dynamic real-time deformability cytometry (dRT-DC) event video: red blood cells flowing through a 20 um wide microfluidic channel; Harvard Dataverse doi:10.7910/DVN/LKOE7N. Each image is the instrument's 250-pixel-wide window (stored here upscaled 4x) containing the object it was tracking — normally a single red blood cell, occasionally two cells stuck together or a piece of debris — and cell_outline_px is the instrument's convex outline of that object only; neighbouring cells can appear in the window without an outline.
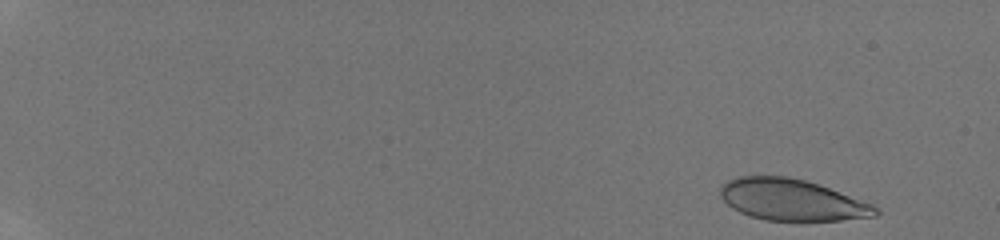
{"species": "human", "species_latin": "Homo sapiens", "temperature_condition": "room temperature", "stored_images_in_passage": 24, "camera_frame_rate_fps": 3000, "um_per_image_px": 0.085, "donor": {"sex": "male"}, "frame": {"image": 1, "passage_image": 2, "time_ms": 0.333, "image_size_px": [1000, 240], "cell_outline_px": [[880, 212], [876, 216], [840, 220], [764, 220], [748, 216], [732, 208], [720, 196], [720, 188], [728, 180], [740, 176], [788, 176], [820, 184], [872, 204], [880, 208]], "centroid_in_image_um": [67.32, 16.99], "position_along_channel_um": 17.7, "area_um2": 37.4}}
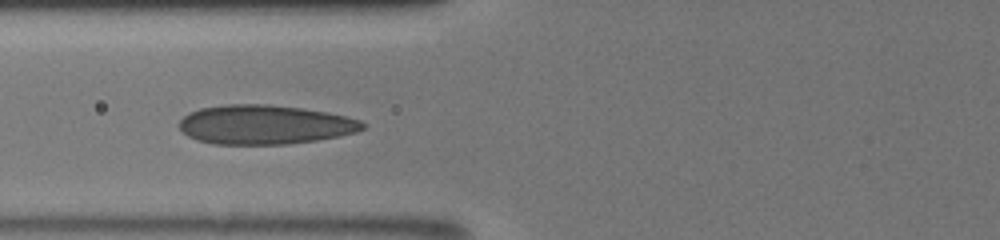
{"frame": {"image": 2, "passage_image": 19, "time_ms": 7.0, "image_size_px": [1000, 240], "cell_outline_px": [[368, 124], [364, 128], [356, 132], [340, 136], [316, 140], [288, 144], [212, 144], [196, 140], [188, 136], [180, 128], [180, 120], [188, 112], [200, 108], [228, 104], [268, 104], [300, 108], [328, 112], [360, 120]], "centroid_in_image_um": [22.51, 10.59], "position_along_channel_um": 103.3, "area_um2": 42.02}}
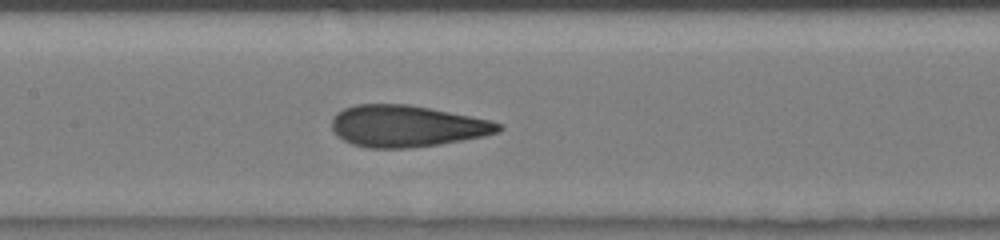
{"frame": {"image": 3, "passage_image": 24, "time_ms": 8.667, "image_size_px": [1000, 240], "cell_outline_px": [[504, 128], [500, 132], [484, 136], [440, 144], [408, 148], [368, 148], [352, 144], [336, 136], [332, 128], [332, 120], [336, 112], [344, 108], [356, 104], [408, 104], [492, 120], [504, 124]], "centroid_in_image_um": [34.59, 10.72], "position_along_channel_um": 172.8, "area_um2": 40.63}}